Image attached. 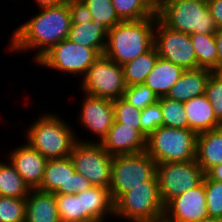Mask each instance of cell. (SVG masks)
Masks as SVG:
<instances>
[{
    "instance_id": "1",
    "label": "cell",
    "mask_w": 222,
    "mask_h": 222,
    "mask_svg": "<svg viewBox=\"0 0 222 222\" xmlns=\"http://www.w3.org/2000/svg\"><path fill=\"white\" fill-rule=\"evenodd\" d=\"M38 10L39 13L26 19L12 32L7 49L11 54L33 51L35 63L54 45L68 39L72 25L68 1Z\"/></svg>"
},
{
    "instance_id": "32",
    "label": "cell",
    "mask_w": 222,
    "mask_h": 222,
    "mask_svg": "<svg viewBox=\"0 0 222 222\" xmlns=\"http://www.w3.org/2000/svg\"><path fill=\"white\" fill-rule=\"evenodd\" d=\"M26 198L0 196V222H25Z\"/></svg>"
},
{
    "instance_id": "42",
    "label": "cell",
    "mask_w": 222,
    "mask_h": 222,
    "mask_svg": "<svg viewBox=\"0 0 222 222\" xmlns=\"http://www.w3.org/2000/svg\"><path fill=\"white\" fill-rule=\"evenodd\" d=\"M69 0H33L38 6V8L56 6L65 3Z\"/></svg>"
},
{
    "instance_id": "41",
    "label": "cell",
    "mask_w": 222,
    "mask_h": 222,
    "mask_svg": "<svg viewBox=\"0 0 222 222\" xmlns=\"http://www.w3.org/2000/svg\"><path fill=\"white\" fill-rule=\"evenodd\" d=\"M206 175L211 179V180H216L219 182H222V163L219 165H216L212 167Z\"/></svg>"
},
{
    "instance_id": "31",
    "label": "cell",
    "mask_w": 222,
    "mask_h": 222,
    "mask_svg": "<svg viewBox=\"0 0 222 222\" xmlns=\"http://www.w3.org/2000/svg\"><path fill=\"white\" fill-rule=\"evenodd\" d=\"M92 16V20H98L110 30L121 22L116 14L115 8L111 0H82Z\"/></svg>"
},
{
    "instance_id": "3",
    "label": "cell",
    "mask_w": 222,
    "mask_h": 222,
    "mask_svg": "<svg viewBox=\"0 0 222 222\" xmlns=\"http://www.w3.org/2000/svg\"><path fill=\"white\" fill-rule=\"evenodd\" d=\"M59 114L43 113L31 126H27L26 143L36 149L46 159L67 158L70 156L79 137L68 121Z\"/></svg>"
},
{
    "instance_id": "46",
    "label": "cell",
    "mask_w": 222,
    "mask_h": 222,
    "mask_svg": "<svg viewBox=\"0 0 222 222\" xmlns=\"http://www.w3.org/2000/svg\"><path fill=\"white\" fill-rule=\"evenodd\" d=\"M178 1H185V0H163V2H178Z\"/></svg>"
},
{
    "instance_id": "27",
    "label": "cell",
    "mask_w": 222,
    "mask_h": 222,
    "mask_svg": "<svg viewBox=\"0 0 222 222\" xmlns=\"http://www.w3.org/2000/svg\"><path fill=\"white\" fill-rule=\"evenodd\" d=\"M191 42L197 56L198 68L214 71L217 68V43L215 34H190Z\"/></svg>"
},
{
    "instance_id": "43",
    "label": "cell",
    "mask_w": 222,
    "mask_h": 222,
    "mask_svg": "<svg viewBox=\"0 0 222 222\" xmlns=\"http://www.w3.org/2000/svg\"><path fill=\"white\" fill-rule=\"evenodd\" d=\"M155 10H157L163 3V0H146Z\"/></svg>"
},
{
    "instance_id": "36",
    "label": "cell",
    "mask_w": 222,
    "mask_h": 222,
    "mask_svg": "<svg viewBox=\"0 0 222 222\" xmlns=\"http://www.w3.org/2000/svg\"><path fill=\"white\" fill-rule=\"evenodd\" d=\"M141 133L147 138L153 131L163 126V115L157 101L141 110Z\"/></svg>"
},
{
    "instance_id": "35",
    "label": "cell",
    "mask_w": 222,
    "mask_h": 222,
    "mask_svg": "<svg viewBox=\"0 0 222 222\" xmlns=\"http://www.w3.org/2000/svg\"><path fill=\"white\" fill-rule=\"evenodd\" d=\"M123 98L134 107L143 110L158 101V96L145 84L126 87Z\"/></svg>"
},
{
    "instance_id": "5",
    "label": "cell",
    "mask_w": 222,
    "mask_h": 222,
    "mask_svg": "<svg viewBox=\"0 0 222 222\" xmlns=\"http://www.w3.org/2000/svg\"><path fill=\"white\" fill-rule=\"evenodd\" d=\"M198 134L189 128L161 126L147 137L146 151L156 164L196 159Z\"/></svg>"
},
{
    "instance_id": "22",
    "label": "cell",
    "mask_w": 222,
    "mask_h": 222,
    "mask_svg": "<svg viewBox=\"0 0 222 222\" xmlns=\"http://www.w3.org/2000/svg\"><path fill=\"white\" fill-rule=\"evenodd\" d=\"M185 70L170 61L158 58L144 82L157 96L166 97Z\"/></svg>"
},
{
    "instance_id": "45",
    "label": "cell",
    "mask_w": 222,
    "mask_h": 222,
    "mask_svg": "<svg viewBox=\"0 0 222 222\" xmlns=\"http://www.w3.org/2000/svg\"><path fill=\"white\" fill-rule=\"evenodd\" d=\"M213 72L222 79V64L218 65Z\"/></svg>"
},
{
    "instance_id": "33",
    "label": "cell",
    "mask_w": 222,
    "mask_h": 222,
    "mask_svg": "<svg viewBox=\"0 0 222 222\" xmlns=\"http://www.w3.org/2000/svg\"><path fill=\"white\" fill-rule=\"evenodd\" d=\"M115 121L133 126L141 132V110L129 104L123 97L113 100Z\"/></svg>"
},
{
    "instance_id": "30",
    "label": "cell",
    "mask_w": 222,
    "mask_h": 222,
    "mask_svg": "<svg viewBox=\"0 0 222 222\" xmlns=\"http://www.w3.org/2000/svg\"><path fill=\"white\" fill-rule=\"evenodd\" d=\"M158 102L163 115V126L172 128H187V115L184 102L167 97H160Z\"/></svg>"
},
{
    "instance_id": "6",
    "label": "cell",
    "mask_w": 222,
    "mask_h": 222,
    "mask_svg": "<svg viewBox=\"0 0 222 222\" xmlns=\"http://www.w3.org/2000/svg\"><path fill=\"white\" fill-rule=\"evenodd\" d=\"M165 205L160 198L157 175L145 186L124 193L114 203V218L128 222H154L164 217Z\"/></svg>"
},
{
    "instance_id": "26",
    "label": "cell",
    "mask_w": 222,
    "mask_h": 222,
    "mask_svg": "<svg viewBox=\"0 0 222 222\" xmlns=\"http://www.w3.org/2000/svg\"><path fill=\"white\" fill-rule=\"evenodd\" d=\"M7 161H0V196L26 198L31 189L10 161Z\"/></svg>"
},
{
    "instance_id": "21",
    "label": "cell",
    "mask_w": 222,
    "mask_h": 222,
    "mask_svg": "<svg viewBox=\"0 0 222 222\" xmlns=\"http://www.w3.org/2000/svg\"><path fill=\"white\" fill-rule=\"evenodd\" d=\"M84 222H107L114 216V203L109 189L92 186L83 191ZM110 216V217H108Z\"/></svg>"
},
{
    "instance_id": "40",
    "label": "cell",
    "mask_w": 222,
    "mask_h": 222,
    "mask_svg": "<svg viewBox=\"0 0 222 222\" xmlns=\"http://www.w3.org/2000/svg\"><path fill=\"white\" fill-rule=\"evenodd\" d=\"M215 40L217 43V67L218 65L222 64V28H217L215 33Z\"/></svg>"
},
{
    "instance_id": "16",
    "label": "cell",
    "mask_w": 222,
    "mask_h": 222,
    "mask_svg": "<svg viewBox=\"0 0 222 222\" xmlns=\"http://www.w3.org/2000/svg\"><path fill=\"white\" fill-rule=\"evenodd\" d=\"M30 189H37L42 182L47 159L28 143L14 147L7 159Z\"/></svg>"
},
{
    "instance_id": "13",
    "label": "cell",
    "mask_w": 222,
    "mask_h": 222,
    "mask_svg": "<svg viewBox=\"0 0 222 222\" xmlns=\"http://www.w3.org/2000/svg\"><path fill=\"white\" fill-rule=\"evenodd\" d=\"M93 185L76 172L70 157L47 159L41 185L43 192L59 195L76 194L86 191Z\"/></svg>"
},
{
    "instance_id": "18",
    "label": "cell",
    "mask_w": 222,
    "mask_h": 222,
    "mask_svg": "<svg viewBox=\"0 0 222 222\" xmlns=\"http://www.w3.org/2000/svg\"><path fill=\"white\" fill-rule=\"evenodd\" d=\"M213 71L205 68L185 70L180 79L171 87L167 98L186 102L205 94L206 84Z\"/></svg>"
},
{
    "instance_id": "9",
    "label": "cell",
    "mask_w": 222,
    "mask_h": 222,
    "mask_svg": "<svg viewBox=\"0 0 222 222\" xmlns=\"http://www.w3.org/2000/svg\"><path fill=\"white\" fill-rule=\"evenodd\" d=\"M99 56L93 48L65 39L54 45L34 64L62 74H71L73 77L77 75L76 77L80 76L82 79Z\"/></svg>"
},
{
    "instance_id": "17",
    "label": "cell",
    "mask_w": 222,
    "mask_h": 222,
    "mask_svg": "<svg viewBox=\"0 0 222 222\" xmlns=\"http://www.w3.org/2000/svg\"><path fill=\"white\" fill-rule=\"evenodd\" d=\"M101 144L114 157L146 151L147 138L133 126L124 125L114 120Z\"/></svg>"
},
{
    "instance_id": "15",
    "label": "cell",
    "mask_w": 222,
    "mask_h": 222,
    "mask_svg": "<svg viewBox=\"0 0 222 222\" xmlns=\"http://www.w3.org/2000/svg\"><path fill=\"white\" fill-rule=\"evenodd\" d=\"M207 217L209 216L203 179L197 187L170 200L165 205L163 218L168 222H196Z\"/></svg>"
},
{
    "instance_id": "44",
    "label": "cell",
    "mask_w": 222,
    "mask_h": 222,
    "mask_svg": "<svg viewBox=\"0 0 222 222\" xmlns=\"http://www.w3.org/2000/svg\"><path fill=\"white\" fill-rule=\"evenodd\" d=\"M196 222H222V218H212V217H207L205 219H201Z\"/></svg>"
},
{
    "instance_id": "38",
    "label": "cell",
    "mask_w": 222,
    "mask_h": 222,
    "mask_svg": "<svg viewBox=\"0 0 222 222\" xmlns=\"http://www.w3.org/2000/svg\"><path fill=\"white\" fill-rule=\"evenodd\" d=\"M68 6L72 24H81L92 20L89 8L82 0H69Z\"/></svg>"
},
{
    "instance_id": "39",
    "label": "cell",
    "mask_w": 222,
    "mask_h": 222,
    "mask_svg": "<svg viewBox=\"0 0 222 222\" xmlns=\"http://www.w3.org/2000/svg\"><path fill=\"white\" fill-rule=\"evenodd\" d=\"M209 12L217 28H222V0H207Z\"/></svg>"
},
{
    "instance_id": "8",
    "label": "cell",
    "mask_w": 222,
    "mask_h": 222,
    "mask_svg": "<svg viewBox=\"0 0 222 222\" xmlns=\"http://www.w3.org/2000/svg\"><path fill=\"white\" fill-rule=\"evenodd\" d=\"M80 87L83 94L116 100L123 97L126 90L123 66L107 56L100 55L82 78Z\"/></svg>"
},
{
    "instance_id": "28",
    "label": "cell",
    "mask_w": 222,
    "mask_h": 222,
    "mask_svg": "<svg viewBox=\"0 0 222 222\" xmlns=\"http://www.w3.org/2000/svg\"><path fill=\"white\" fill-rule=\"evenodd\" d=\"M61 222H84L83 192L76 194H55Z\"/></svg>"
},
{
    "instance_id": "25",
    "label": "cell",
    "mask_w": 222,
    "mask_h": 222,
    "mask_svg": "<svg viewBox=\"0 0 222 222\" xmlns=\"http://www.w3.org/2000/svg\"><path fill=\"white\" fill-rule=\"evenodd\" d=\"M158 58V52L153 47L150 51L122 65L126 86L144 84Z\"/></svg>"
},
{
    "instance_id": "47",
    "label": "cell",
    "mask_w": 222,
    "mask_h": 222,
    "mask_svg": "<svg viewBox=\"0 0 222 222\" xmlns=\"http://www.w3.org/2000/svg\"><path fill=\"white\" fill-rule=\"evenodd\" d=\"M154 222H168V221H166V220L163 218V219H161V220H157V221H154Z\"/></svg>"
},
{
    "instance_id": "4",
    "label": "cell",
    "mask_w": 222,
    "mask_h": 222,
    "mask_svg": "<svg viewBox=\"0 0 222 222\" xmlns=\"http://www.w3.org/2000/svg\"><path fill=\"white\" fill-rule=\"evenodd\" d=\"M156 14L165 26L185 34L209 35L217 31L207 0L163 2Z\"/></svg>"
},
{
    "instance_id": "37",
    "label": "cell",
    "mask_w": 222,
    "mask_h": 222,
    "mask_svg": "<svg viewBox=\"0 0 222 222\" xmlns=\"http://www.w3.org/2000/svg\"><path fill=\"white\" fill-rule=\"evenodd\" d=\"M205 95L213 107L217 120L222 124V79L214 72L206 84Z\"/></svg>"
},
{
    "instance_id": "14",
    "label": "cell",
    "mask_w": 222,
    "mask_h": 222,
    "mask_svg": "<svg viewBox=\"0 0 222 222\" xmlns=\"http://www.w3.org/2000/svg\"><path fill=\"white\" fill-rule=\"evenodd\" d=\"M83 102L81 103V110L79 116L80 126L84 127L86 131L95 135L96 140L77 138L81 142H98L106 137L110 128L112 127L115 115L113 101L105 98L93 97L83 94Z\"/></svg>"
},
{
    "instance_id": "2",
    "label": "cell",
    "mask_w": 222,
    "mask_h": 222,
    "mask_svg": "<svg viewBox=\"0 0 222 222\" xmlns=\"http://www.w3.org/2000/svg\"><path fill=\"white\" fill-rule=\"evenodd\" d=\"M157 15L134 21H121L108 31L104 55L119 65L135 59L154 47Z\"/></svg>"
},
{
    "instance_id": "10",
    "label": "cell",
    "mask_w": 222,
    "mask_h": 222,
    "mask_svg": "<svg viewBox=\"0 0 222 222\" xmlns=\"http://www.w3.org/2000/svg\"><path fill=\"white\" fill-rule=\"evenodd\" d=\"M69 157L76 172L93 186L110 188L113 157L101 143L77 141Z\"/></svg>"
},
{
    "instance_id": "12",
    "label": "cell",
    "mask_w": 222,
    "mask_h": 222,
    "mask_svg": "<svg viewBox=\"0 0 222 222\" xmlns=\"http://www.w3.org/2000/svg\"><path fill=\"white\" fill-rule=\"evenodd\" d=\"M154 47L160 58L177 64L184 70L198 68L190 34L172 30L158 18L154 30Z\"/></svg>"
},
{
    "instance_id": "20",
    "label": "cell",
    "mask_w": 222,
    "mask_h": 222,
    "mask_svg": "<svg viewBox=\"0 0 222 222\" xmlns=\"http://www.w3.org/2000/svg\"><path fill=\"white\" fill-rule=\"evenodd\" d=\"M25 222H61L55 194L31 189L26 197Z\"/></svg>"
},
{
    "instance_id": "34",
    "label": "cell",
    "mask_w": 222,
    "mask_h": 222,
    "mask_svg": "<svg viewBox=\"0 0 222 222\" xmlns=\"http://www.w3.org/2000/svg\"><path fill=\"white\" fill-rule=\"evenodd\" d=\"M206 207L209 217L222 218V182L204 176Z\"/></svg>"
},
{
    "instance_id": "19",
    "label": "cell",
    "mask_w": 222,
    "mask_h": 222,
    "mask_svg": "<svg viewBox=\"0 0 222 222\" xmlns=\"http://www.w3.org/2000/svg\"><path fill=\"white\" fill-rule=\"evenodd\" d=\"M184 109L187 115V128L197 134L222 127L205 94L184 102Z\"/></svg>"
},
{
    "instance_id": "7",
    "label": "cell",
    "mask_w": 222,
    "mask_h": 222,
    "mask_svg": "<svg viewBox=\"0 0 222 222\" xmlns=\"http://www.w3.org/2000/svg\"><path fill=\"white\" fill-rule=\"evenodd\" d=\"M156 165L147 151L114 156L109 188L113 203L131 189L145 186L156 175Z\"/></svg>"
},
{
    "instance_id": "29",
    "label": "cell",
    "mask_w": 222,
    "mask_h": 222,
    "mask_svg": "<svg viewBox=\"0 0 222 222\" xmlns=\"http://www.w3.org/2000/svg\"><path fill=\"white\" fill-rule=\"evenodd\" d=\"M121 21H134L152 17L156 10L146 0H111Z\"/></svg>"
},
{
    "instance_id": "11",
    "label": "cell",
    "mask_w": 222,
    "mask_h": 222,
    "mask_svg": "<svg viewBox=\"0 0 222 222\" xmlns=\"http://www.w3.org/2000/svg\"><path fill=\"white\" fill-rule=\"evenodd\" d=\"M160 198L166 205L173 198L197 187L203 182L205 173L197 160L188 162H166L156 165Z\"/></svg>"
},
{
    "instance_id": "24",
    "label": "cell",
    "mask_w": 222,
    "mask_h": 222,
    "mask_svg": "<svg viewBox=\"0 0 222 222\" xmlns=\"http://www.w3.org/2000/svg\"><path fill=\"white\" fill-rule=\"evenodd\" d=\"M196 160L205 174L222 163V127L198 134Z\"/></svg>"
},
{
    "instance_id": "23",
    "label": "cell",
    "mask_w": 222,
    "mask_h": 222,
    "mask_svg": "<svg viewBox=\"0 0 222 222\" xmlns=\"http://www.w3.org/2000/svg\"><path fill=\"white\" fill-rule=\"evenodd\" d=\"M108 31L101 21L91 20L81 24H72L68 39L73 43L93 48L99 55H103Z\"/></svg>"
}]
</instances>
